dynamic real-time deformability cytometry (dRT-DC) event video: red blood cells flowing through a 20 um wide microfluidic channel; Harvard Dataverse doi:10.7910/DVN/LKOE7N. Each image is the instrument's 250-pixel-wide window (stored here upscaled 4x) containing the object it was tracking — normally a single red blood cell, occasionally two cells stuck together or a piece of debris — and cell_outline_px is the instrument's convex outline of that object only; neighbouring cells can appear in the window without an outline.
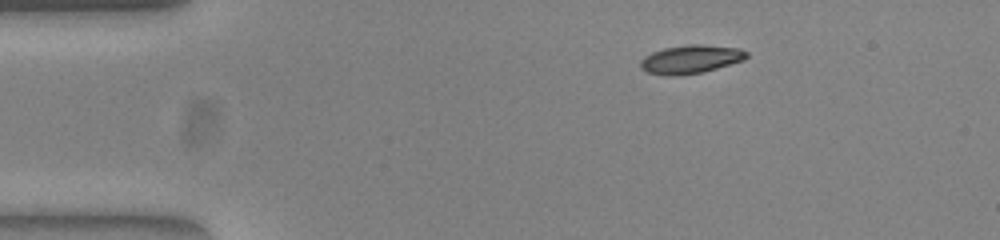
{"species": "common noctule bat (a hibernating species)", "species_latin": "Nyctalus noctula", "temperature_condition": "warm", "stored_images_in_passage": 45, "camera_frame_rate_fps": 3000, "um_per_image_px": 0.085, "animal": {"sex": "female", "body_mass_g": 23.0, "forearm_length_mm": 53.4}, "frame": {"image": 1, "passage_image": 1, "time_ms": 0.0, "image_size_px": [1000, 240], "cell_outline_px": [[748, 56], [744, 60], [704, 72], [676, 76], [668, 76], [648, 72], [640, 68], [640, 60], [644, 56], [652, 52], [664, 48], [688, 44], [704, 44], [740, 48], [748, 52]], "centroid_in_image_um": [58.72, 5.03], "position_along_channel_um": 26.3, "area_um2": 17.8}}
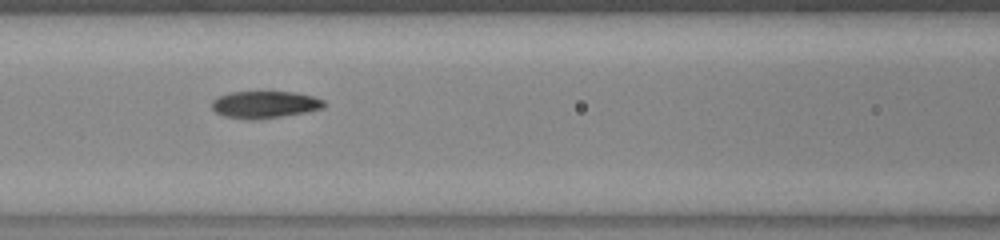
{"frame": {"image": 2, "passage_image": 15, "time_ms": 4.667, "image_size_px": [1000, 240], "cell_outline_px": [[328, 104], [324, 108], [308, 112], [256, 120], [248, 120], [224, 116], [216, 112], [212, 108], [212, 100], [216, 96], [232, 92], [296, 92], [312, 96], [324, 100]], "centroid_in_image_um": [22.53, 8.89], "position_along_channel_um": 144.1, "area_um2": 17.98}}
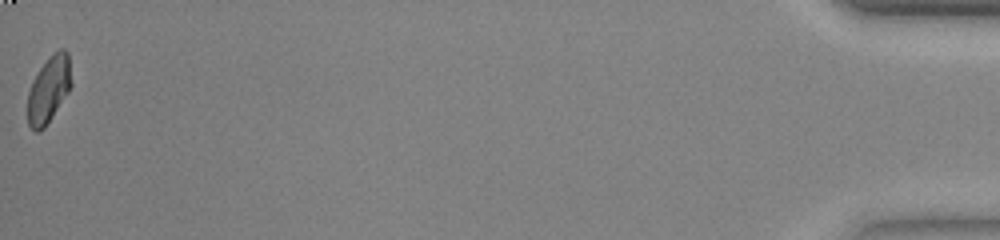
{"frame": {"image": 3, "passage_image": 45, "time_ms": 14.667, "image_size_px": [1000, 240], "cell_outline_px": [[72, 84], [68, 92], [44, 128], [40, 132], [36, 132], [28, 124], [28, 92], [32, 80], [40, 68], [60, 48], [64, 48], [68, 52]], "centroid_in_image_um": [4.15, 7.62], "position_along_channel_um": 431.1, "area_um2": 16.65}, "authors_computed_cell_mechanics": {"area_um2": 17.4556, "velocity_mm_per_s": 3.9058, "shape_relaxation_time_tau1_ms": 4.7123, "shape_relaxation_time_tau2_ms": 0.9531, "deformation_change_tau1": 0.1662, "deformation_change_tau2": 0.0442}}